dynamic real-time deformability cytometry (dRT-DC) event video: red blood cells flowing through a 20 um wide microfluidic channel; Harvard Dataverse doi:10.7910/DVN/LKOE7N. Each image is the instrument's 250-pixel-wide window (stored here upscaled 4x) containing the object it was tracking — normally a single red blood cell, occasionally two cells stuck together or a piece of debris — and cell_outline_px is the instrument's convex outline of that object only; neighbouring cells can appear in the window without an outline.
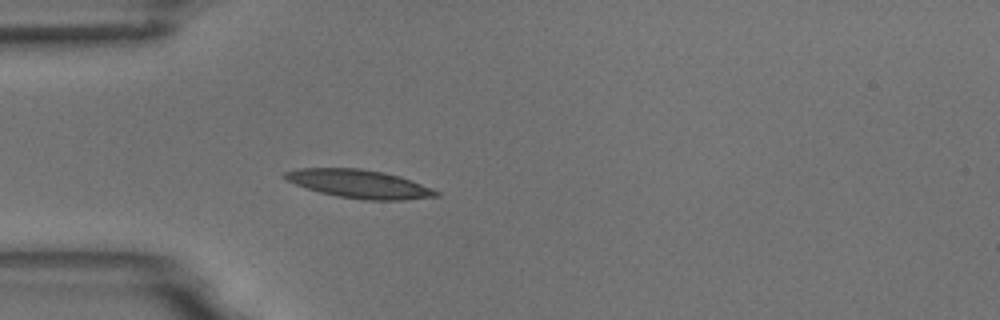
{"species": "common noctule bat (a hibernating species)", "species_latin": "Nyctalus noctula", "temperature_condition": "room temperature", "stored_images_in_passage": 1, "camera_frame_rate_fps": 3000, "um_per_image_px": 0.085, "animal": {"sex": "male", "body_mass_g": 18.8}, "frame": {"image": 1, "passage_image": 1, "time_ms": 0.0, "image_size_px": [1000, 320], "cell_outline_px": [[440, 196], [404, 200], [364, 200], [340, 196], [320, 192], [284, 180], [280, 176], [284, 172], [296, 168], [360, 168], [384, 172], [400, 176], [432, 188], [440, 192]], "centroid_in_image_um": [30.53, 15.62], "position_along_channel_um": 54.5, "area_um2": 25.09}}